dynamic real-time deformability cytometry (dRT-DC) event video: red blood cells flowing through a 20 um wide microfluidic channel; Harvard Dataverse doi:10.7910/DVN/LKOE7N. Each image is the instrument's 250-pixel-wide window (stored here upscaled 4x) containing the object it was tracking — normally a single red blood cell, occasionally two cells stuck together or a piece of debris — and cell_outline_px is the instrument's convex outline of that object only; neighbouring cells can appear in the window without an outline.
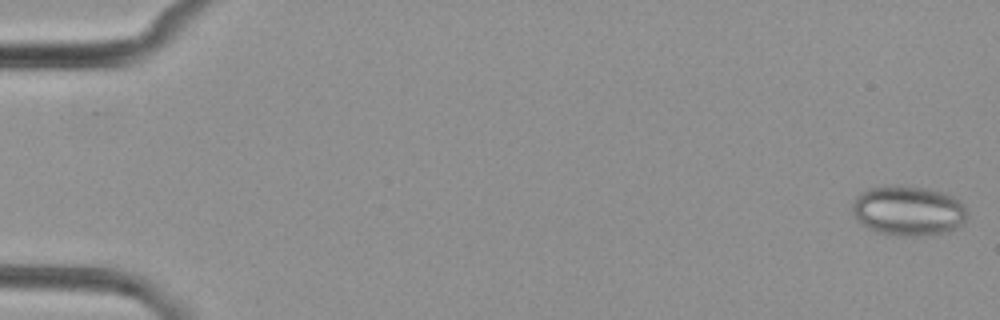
{"species": "common noctule bat (a hibernating species)", "species_latin": "Nyctalus noctula", "temperature_condition": "cold", "stored_images_in_passage": 2, "camera_frame_rate_fps": 3000, "um_per_image_px": 0.085, "animal": {"sex": "female", "body_mass_g": 29.2, "forearm_length_mm": 56.3}, "frame": {"image": 1, "passage_image": 2, "time_ms": 2.0, "image_size_px": [1000, 320], "cell_outline_px": [[964, 220], [960, 228], [948, 232], [920, 236], [896, 236], [876, 232], [868, 228], [852, 212], [852, 204], [856, 196], [860, 192], [868, 188], [924, 188], [940, 192], [952, 196], [964, 204]], "centroid_in_image_um": [77.2, 17.96], "position_along_channel_um": 7.8, "area_um2": 32.66}}